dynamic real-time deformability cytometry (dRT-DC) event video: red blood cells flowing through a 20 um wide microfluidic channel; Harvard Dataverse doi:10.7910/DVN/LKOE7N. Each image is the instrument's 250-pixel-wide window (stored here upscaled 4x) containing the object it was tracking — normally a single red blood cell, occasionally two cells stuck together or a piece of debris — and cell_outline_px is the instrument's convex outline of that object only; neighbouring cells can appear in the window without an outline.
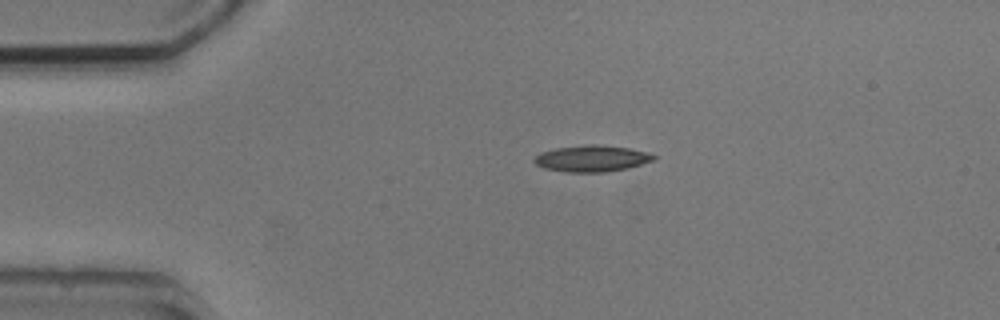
{"species": "common noctule bat (a hibernating species)", "species_latin": "Nyctalus noctula", "temperature_condition": "cold", "stored_images_in_passage": 2, "camera_frame_rate_fps": 3000, "um_per_image_px": 0.085, "animal": {"sex": "male", "body_mass_g": 20.5, "forearm_length_mm": 52.5}, "frame": {"image": 1, "passage_image": 1, "time_ms": 0.0, "image_size_px": [1000, 320], "cell_outline_px": [[656, 160], [628, 168], [604, 172], [568, 172], [544, 168], [536, 164], [532, 160], [540, 152], [556, 148], [592, 144], [596, 144], [628, 148], [644, 152], [656, 156]], "centroid_in_image_um": [50.29, 13.48], "position_along_channel_um": 34.7, "area_um2": 18.21}}